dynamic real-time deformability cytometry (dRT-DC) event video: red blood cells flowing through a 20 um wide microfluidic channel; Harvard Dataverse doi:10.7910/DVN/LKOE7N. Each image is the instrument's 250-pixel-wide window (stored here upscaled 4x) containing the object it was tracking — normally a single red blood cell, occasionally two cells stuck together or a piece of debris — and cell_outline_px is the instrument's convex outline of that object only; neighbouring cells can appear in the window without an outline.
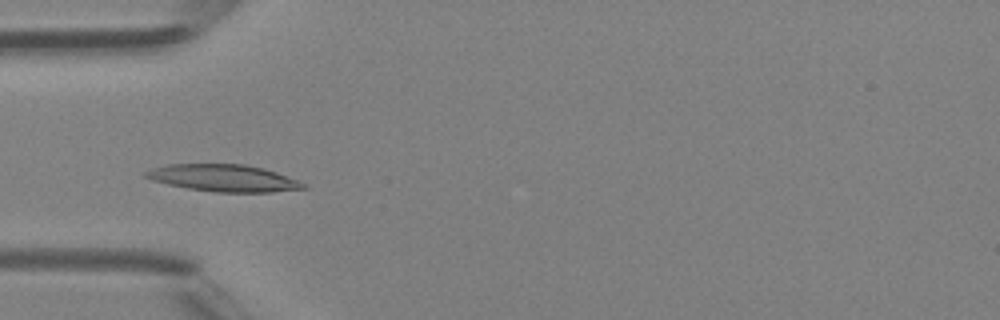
{"species": "Egyptian fruit bat (a non-hibernating species)", "species_latin": "Rousettus aegyptiacus", "temperature_condition": "room temperature", "stored_images_in_passage": 34, "camera_frame_rate_fps": 3000, "um_per_image_px": 0.085, "animal": {"sex": "female"}, "frame": {"image": 1, "passage_image": 2, "time_ms": 0.333, "image_size_px": [1000, 320], "cell_outline_px": [[308, 188], [272, 192], [216, 192], [188, 188], [168, 184], [152, 180], [144, 176], [144, 172], [152, 168], [168, 164], [244, 164], [264, 168], [276, 172], [296, 180], [304, 184]], "centroid_in_image_um": [18.98, 15.13], "position_along_channel_um": 66.0, "area_um2": 24.62}}
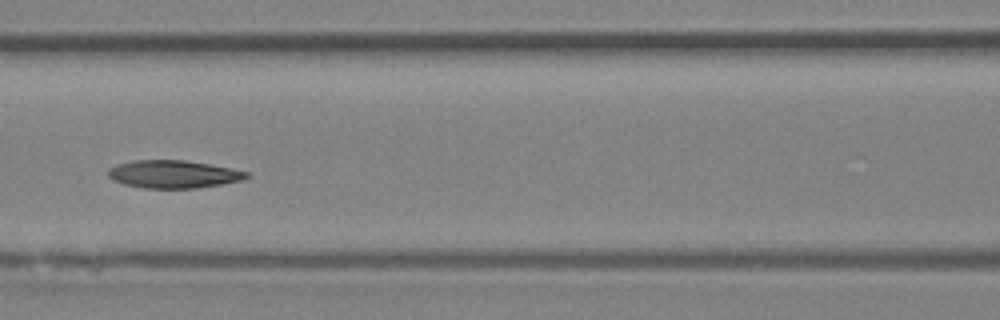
{"frame": {"image": 2, "passage_image": 8, "time_ms": 2.333, "image_size_px": [1000, 320], "cell_outline_px": [[252, 176], [240, 180], [220, 184], [196, 188], [144, 188], [124, 184], [112, 180], [108, 176], [108, 168], [116, 164], [136, 160], [184, 160], [212, 164], [232, 168], [248, 172]], "centroid_in_image_um": [14.73, 14.8], "position_along_channel_um": 151.9, "area_um2": 22.48}}
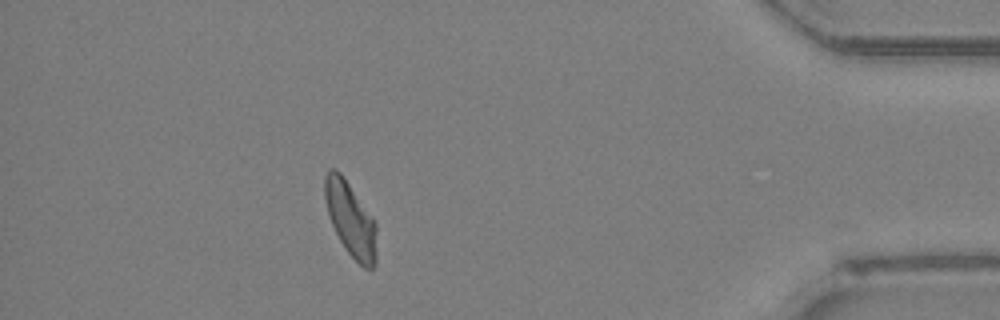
{"frame": {"image": 3, "passage_image": 29, "time_ms": 9.333, "image_size_px": [1000, 320], "cell_outline_px": [[376, 264], [372, 268], [364, 268], [348, 252], [340, 240], [328, 216], [324, 196], [324, 176], [328, 168], [336, 168], [340, 172], [372, 216], [376, 224]], "centroid_in_image_um": [29.78, 18.6], "position_along_channel_um": 405.4, "area_um2": 22.37}, "authors_computed_cell_mechanics": {"area_um2": 22.1374, "velocity_mm_per_s": 4.3346, "shape_relaxation_time_tau1_ms": 5.0054, "shape_relaxation_time_tau2_ms": 5.6461, "deformation_change_tau1": 0.1344, "deformation_change_tau2": 0.0998}}